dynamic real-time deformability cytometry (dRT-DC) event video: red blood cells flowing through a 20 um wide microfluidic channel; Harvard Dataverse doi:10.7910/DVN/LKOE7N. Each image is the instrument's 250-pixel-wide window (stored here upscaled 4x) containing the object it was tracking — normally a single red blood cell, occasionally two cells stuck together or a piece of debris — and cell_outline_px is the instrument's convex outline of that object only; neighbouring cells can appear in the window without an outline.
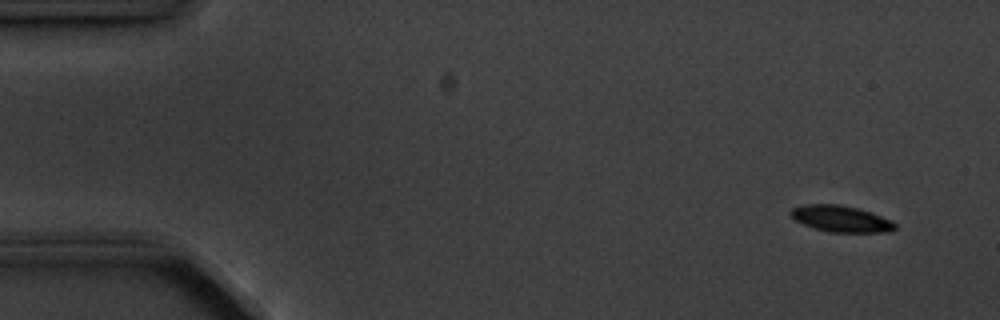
{"species": "common noctule bat (a hibernating species)", "species_latin": "Nyctalus noctula", "temperature_condition": "cold", "stored_images_in_passage": 4, "camera_frame_rate_fps": 3000, "um_per_image_px": 0.085, "animal": {"sex": "male", "body_mass_g": 20.1, "forearm_length_mm": 53.5}, "frame": {"image": 1, "passage_image": 1, "time_ms": 0.0, "image_size_px": [1000, 320], "cell_outline_px": [[896, 228], [892, 232], [828, 232], [804, 224], [796, 220], [788, 212], [792, 208], [804, 204], [840, 204], [872, 212], [892, 220], [896, 224]], "centroid_in_image_um": [71.51, 18.59], "position_along_channel_um": 13.5, "area_um2": 16.07}}